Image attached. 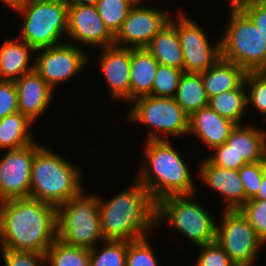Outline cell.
I'll use <instances>...</instances> for the list:
<instances>
[{
  "label": "cell",
  "mask_w": 266,
  "mask_h": 266,
  "mask_svg": "<svg viewBox=\"0 0 266 266\" xmlns=\"http://www.w3.org/2000/svg\"><path fill=\"white\" fill-rule=\"evenodd\" d=\"M220 35L221 57L246 72L266 71V41L252 20L238 7L229 6Z\"/></svg>",
  "instance_id": "cell-7"
},
{
  "label": "cell",
  "mask_w": 266,
  "mask_h": 266,
  "mask_svg": "<svg viewBox=\"0 0 266 266\" xmlns=\"http://www.w3.org/2000/svg\"><path fill=\"white\" fill-rule=\"evenodd\" d=\"M66 38H68L66 42L84 49L90 46L97 50L114 45V35L105 26L96 6L81 5L71 0H69Z\"/></svg>",
  "instance_id": "cell-15"
},
{
  "label": "cell",
  "mask_w": 266,
  "mask_h": 266,
  "mask_svg": "<svg viewBox=\"0 0 266 266\" xmlns=\"http://www.w3.org/2000/svg\"><path fill=\"white\" fill-rule=\"evenodd\" d=\"M129 107L125 120L148 129L143 141L176 140L188 135L189 116L174 98L145 95L134 99Z\"/></svg>",
  "instance_id": "cell-9"
},
{
  "label": "cell",
  "mask_w": 266,
  "mask_h": 266,
  "mask_svg": "<svg viewBox=\"0 0 266 266\" xmlns=\"http://www.w3.org/2000/svg\"><path fill=\"white\" fill-rule=\"evenodd\" d=\"M199 253L193 266H236L216 242L196 246Z\"/></svg>",
  "instance_id": "cell-35"
},
{
  "label": "cell",
  "mask_w": 266,
  "mask_h": 266,
  "mask_svg": "<svg viewBox=\"0 0 266 266\" xmlns=\"http://www.w3.org/2000/svg\"><path fill=\"white\" fill-rule=\"evenodd\" d=\"M220 211L216 242L236 266H256L266 243L239 210Z\"/></svg>",
  "instance_id": "cell-10"
},
{
  "label": "cell",
  "mask_w": 266,
  "mask_h": 266,
  "mask_svg": "<svg viewBox=\"0 0 266 266\" xmlns=\"http://www.w3.org/2000/svg\"><path fill=\"white\" fill-rule=\"evenodd\" d=\"M183 72L177 68L159 64L151 96L174 98Z\"/></svg>",
  "instance_id": "cell-32"
},
{
  "label": "cell",
  "mask_w": 266,
  "mask_h": 266,
  "mask_svg": "<svg viewBox=\"0 0 266 266\" xmlns=\"http://www.w3.org/2000/svg\"><path fill=\"white\" fill-rule=\"evenodd\" d=\"M68 8L69 0H28L14 11L21 16L17 36L34 50L65 42Z\"/></svg>",
  "instance_id": "cell-6"
},
{
  "label": "cell",
  "mask_w": 266,
  "mask_h": 266,
  "mask_svg": "<svg viewBox=\"0 0 266 266\" xmlns=\"http://www.w3.org/2000/svg\"><path fill=\"white\" fill-rule=\"evenodd\" d=\"M95 65L99 68L113 102L130 103L131 48L116 45L99 48ZM99 55V56H98ZM123 101V102H121Z\"/></svg>",
  "instance_id": "cell-16"
},
{
  "label": "cell",
  "mask_w": 266,
  "mask_h": 266,
  "mask_svg": "<svg viewBox=\"0 0 266 266\" xmlns=\"http://www.w3.org/2000/svg\"><path fill=\"white\" fill-rule=\"evenodd\" d=\"M128 241L105 240L90 250V266H126Z\"/></svg>",
  "instance_id": "cell-29"
},
{
  "label": "cell",
  "mask_w": 266,
  "mask_h": 266,
  "mask_svg": "<svg viewBox=\"0 0 266 266\" xmlns=\"http://www.w3.org/2000/svg\"><path fill=\"white\" fill-rule=\"evenodd\" d=\"M73 3H78L81 5H96L98 0H71Z\"/></svg>",
  "instance_id": "cell-43"
},
{
  "label": "cell",
  "mask_w": 266,
  "mask_h": 266,
  "mask_svg": "<svg viewBox=\"0 0 266 266\" xmlns=\"http://www.w3.org/2000/svg\"><path fill=\"white\" fill-rule=\"evenodd\" d=\"M3 266H47L46 255L36 252L0 249Z\"/></svg>",
  "instance_id": "cell-37"
},
{
  "label": "cell",
  "mask_w": 266,
  "mask_h": 266,
  "mask_svg": "<svg viewBox=\"0 0 266 266\" xmlns=\"http://www.w3.org/2000/svg\"><path fill=\"white\" fill-rule=\"evenodd\" d=\"M244 83L247 90V111L253 112L254 109L266 120V71L247 72Z\"/></svg>",
  "instance_id": "cell-31"
},
{
  "label": "cell",
  "mask_w": 266,
  "mask_h": 266,
  "mask_svg": "<svg viewBox=\"0 0 266 266\" xmlns=\"http://www.w3.org/2000/svg\"><path fill=\"white\" fill-rule=\"evenodd\" d=\"M248 1V0H227V2L229 3L228 6H238L239 4Z\"/></svg>",
  "instance_id": "cell-44"
},
{
  "label": "cell",
  "mask_w": 266,
  "mask_h": 266,
  "mask_svg": "<svg viewBox=\"0 0 266 266\" xmlns=\"http://www.w3.org/2000/svg\"><path fill=\"white\" fill-rule=\"evenodd\" d=\"M56 239L55 206L30 197L0 202V249L46 254Z\"/></svg>",
  "instance_id": "cell-1"
},
{
  "label": "cell",
  "mask_w": 266,
  "mask_h": 266,
  "mask_svg": "<svg viewBox=\"0 0 266 266\" xmlns=\"http://www.w3.org/2000/svg\"><path fill=\"white\" fill-rule=\"evenodd\" d=\"M213 152V153H212ZM210 155H204L212 164L226 169L239 170L246 163L238 158L232 151L231 146L224 143L210 151Z\"/></svg>",
  "instance_id": "cell-38"
},
{
  "label": "cell",
  "mask_w": 266,
  "mask_h": 266,
  "mask_svg": "<svg viewBox=\"0 0 266 266\" xmlns=\"http://www.w3.org/2000/svg\"><path fill=\"white\" fill-rule=\"evenodd\" d=\"M200 195L197 192L160 199L156 203V231L161 226L169 225L171 230L179 235L181 233L194 247L216 241L218 219L215 217L218 216H212L215 210L206 208V205L197 200Z\"/></svg>",
  "instance_id": "cell-5"
},
{
  "label": "cell",
  "mask_w": 266,
  "mask_h": 266,
  "mask_svg": "<svg viewBox=\"0 0 266 266\" xmlns=\"http://www.w3.org/2000/svg\"><path fill=\"white\" fill-rule=\"evenodd\" d=\"M138 0H98L96 8L108 30L115 36Z\"/></svg>",
  "instance_id": "cell-30"
},
{
  "label": "cell",
  "mask_w": 266,
  "mask_h": 266,
  "mask_svg": "<svg viewBox=\"0 0 266 266\" xmlns=\"http://www.w3.org/2000/svg\"><path fill=\"white\" fill-rule=\"evenodd\" d=\"M238 7L252 20L266 41V0H248Z\"/></svg>",
  "instance_id": "cell-39"
},
{
  "label": "cell",
  "mask_w": 266,
  "mask_h": 266,
  "mask_svg": "<svg viewBox=\"0 0 266 266\" xmlns=\"http://www.w3.org/2000/svg\"><path fill=\"white\" fill-rule=\"evenodd\" d=\"M14 83L18 93L19 112L36 123L50 109L56 92L35 70L22 75Z\"/></svg>",
  "instance_id": "cell-18"
},
{
  "label": "cell",
  "mask_w": 266,
  "mask_h": 266,
  "mask_svg": "<svg viewBox=\"0 0 266 266\" xmlns=\"http://www.w3.org/2000/svg\"><path fill=\"white\" fill-rule=\"evenodd\" d=\"M250 200H266V173L263 175L262 182L257 195Z\"/></svg>",
  "instance_id": "cell-42"
},
{
  "label": "cell",
  "mask_w": 266,
  "mask_h": 266,
  "mask_svg": "<svg viewBox=\"0 0 266 266\" xmlns=\"http://www.w3.org/2000/svg\"><path fill=\"white\" fill-rule=\"evenodd\" d=\"M159 63L146 48L131 49L130 102L151 95Z\"/></svg>",
  "instance_id": "cell-23"
},
{
  "label": "cell",
  "mask_w": 266,
  "mask_h": 266,
  "mask_svg": "<svg viewBox=\"0 0 266 266\" xmlns=\"http://www.w3.org/2000/svg\"><path fill=\"white\" fill-rule=\"evenodd\" d=\"M65 158L56 150L37 142L31 170L30 198L58 207L86 189L82 184L83 168Z\"/></svg>",
  "instance_id": "cell-4"
},
{
  "label": "cell",
  "mask_w": 266,
  "mask_h": 266,
  "mask_svg": "<svg viewBox=\"0 0 266 266\" xmlns=\"http://www.w3.org/2000/svg\"><path fill=\"white\" fill-rule=\"evenodd\" d=\"M178 9L169 21L176 27L180 40L184 58L183 71L202 73L221 57L220 35L217 38L214 36V43L196 19L189 17L182 8Z\"/></svg>",
  "instance_id": "cell-11"
},
{
  "label": "cell",
  "mask_w": 266,
  "mask_h": 266,
  "mask_svg": "<svg viewBox=\"0 0 266 266\" xmlns=\"http://www.w3.org/2000/svg\"><path fill=\"white\" fill-rule=\"evenodd\" d=\"M47 266H90V250L64 243L58 238L46 252Z\"/></svg>",
  "instance_id": "cell-28"
},
{
  "label": "cell",
  "mask_w": 266,
  "mask_h": 266,
  "mask_svg": "<svg viewBox=\"0 0 266 266\" xmlns=\"http://www.w3.org/2000/svg\"><path fill=\"white\" fill-rule=\"evenodd\" d=\"M33 123L21 112H15L0 120V154L2 151L19 149L36 141Z\"/></svg>",
  "instance_id": "cell-25"
},
{
  "label": "cell",
  "mask_w": 266,
  "mask_h": 266,
  "mask_svg": "<svg viewBox=\"0 0 266 266\" xmlns=\"http://www.w3.org/2000/svg\"><path fill=\"white\" fill-rule=\"evenodd\" d=\"M238 173L245 188L247 202L253 199L259 191L263 175L266 173L265 160L246 163L238 170Z\"/></svg>",
  "instance_id": "cell-34"
},
{
  "label": "cell",
  "mask_w": 266,
  "mask_h": 266,
  "mask_svg": "<svg viewBox=\"0 0 266 266\" xmlns=\"http://www.w3.org/2000/svg\"><path fill=\"white\" fill-rule=\"evenodd\" d=\"M236 125L233 121L220 116L216 111L206 106L189 117L187 136L193 135V139L200 140V144L204 145L205 150L209 152L226 143Z\"/></svg>",
  "instance_id": "cell-19"
},
{
  "label": "cell",
  "mask_w": 266,
  "mask_h": 266,
  "mask_svg": "<svg viewBox=\"0 0 266 266\" xmlns=\"http://www.w3.org/2000/svg\"><path fill=\"white\" fill-rule=\"evenodd\" d=\"M148 237L152 238L153 235L128 241L126 266H159V258L153 251V244Z\"/></svg>",
  "instance_id": "cell-33"
},
{
  "label": "cell",
  "mask_w": 266,
  "mask_h": 266,
  "mask_svg": "<svg viewBox=\"0 0 266 266\" xmlns=\"http://www.w3.org/2000/svg\"><path fill=\"white\" fill-rule=\"evenodd\" d=\"M131 182L111 198L97 194L105 240L133 241L156 231V202L134 177Z\"/></svg>",
  "instance_id": "cell-3"
},
{
  "label": "cell",
  "mask_w": 266,
  "mask_h": 266,
  "mask_svg": "<svg viewBox=\"0 0 266 266\" xmlns=\"http://www.w3.org/2000/svg\"><path fill=\"white\" fill-rule=\"evenodd\" d=\"M88 51L66 41L48 48L37 49L34 70L55 91L64 82L67 83L76 75L80 76L79 74L91 65L90 59L93 58Z\"/></svg>",
  "instance_id": "cell-12"
},
{
  "label": "cell",
  "mask_w": 266,
  "mask_h": 266,
  "mask_svg": "<svg viewBox=\"0 0 266 266\" xmlns=\"http://www.w3.org/2000/svg\"><path fill=\"white\" fill-rule=\"evenodd\" d=\"M19 112L18 93L14 81H0V120Z\"/></svg>",
  "instance_id": "cell-40"
},
{
  "label": "cell",
  "mask_w": 266,
  "mask_h": 266,
  "mask_svg": "<svg viewBox=\"0 0 266 266\" xmlns=\"http://www.w3.org/2000/svg\"><path fill=\"white\" fill-rule=\"evenodd\" d=\"M144 1L146 0H138L130 9L120 30L114 36V45L131 49L146 48L154 36L169 22L173 15L169 9L146 6Z\"/></svg>",
  "instance_id": "cell-13"
},
{
  "label": "cell",
  "mask_w": 266,
  "mask_h": 266,
  "mask_svg": "<svg viewBox=\"0 0 266 266\" xmlns=\"http://www.w3.org/2000/svg\"><path fill=\"white\" fill-rule=\"evenodd\" d=\"M226 143L245 163H255L266 159L265 126L258 128V125L249 121L242 125H236Z\"/></svg>",
  "instance_id": "cell-21"
},
{
  "label": "cell",
  "mask_w": 266,
  "mask_h": 266,
  "mask_svg": "<svg viewBox=\"0 0 266 266\" xmlns=\"http://www.w3.org/2000/svg\"><path fill=\"white\" fill-rule=\"evenodd\" d=\"M146 49L161 65L184 69V58L176 27L169 21L154 36Z\"/></svg>",
  "instance_id": "cell-24"
},
{
  "label": "cell",
  "mask_w": 266,
  "mask_h": 266,
  "mask_svg": "<svg viewBox=\"0 0 266 266\" xmlns=\"http://www.w3.org/2000/svg\"><path fill=\"white\" fill-rule=\"evenodd\" d=\"M200 160L196 167L199 182L221 196L222 210H239L246 203V193L238 170L216 166L206 157Z\"/></svg>",
  "instance_id": "cell-17"
},
{
  "label": "cell",
  "mask_w": 266,
  "mask_h": 266,
  "mask_svg": "<svg viewBox=\"0 0 266 266\" xmlns=\"http://www.w3.org/2000/svg\"><path fill=\"white\" fill-rule=\"evenodd\" d=\"M174 99L190 117L197 110L208 106V97L201 73L183 72Z\"/></svg>",
  "instance_id": "cell-27"
},
{
  "label": "cell",
  "mask_w": 266,
  "mask_h": 266,
  "mask_svg": "<svg viewBox=\"0 0 266 266\" xmlns=\"http://www.w3.org/2000/svg\"><path fill=\"white\" fill-rule=\"evenodd\" d=\"M143 143L134 178L147 189L156 203L171 195L199 193L195 182H198V171L191 170L173 139L146 140Z\"/></svg>",
  "instance_id": "cell-2"
},
{
  "label": "cell",
  "mask_w": 266,
  "mask_h": 266,
  "mask_svg": "<svg viewBox=\"0 0 266 266\" xmlns=\"http://www.w3.org/2000/svg\"><path fill=\"white\" fill-rule=\"evenodd\" d=\"M2 152L4 154L0 155V202L28 198L37 141L19 149Z\"/></svg>",
  "instance_id": "cell-14"
},
{
  "label": "cell",
  "mask_w": 266,
  "mask_h": 266,
  "mask_svg": "<svg viewBox=\"0 0 266 266\" xmlns=\"http://www.w3.org/2000/svg\"><path fill=\"white\" fill-rule=\"evenodd\" d=\"M84 189L56 207L57 238L66 244L91 250L104 242L97 193Z\"/></svg>",
  "instance_id": "cell-8"
},
{
  "label": "cell",
  "mask_w": 266,
  "mask_h": 266,
  "mask_svg": "<svg viewBox=\"0 0 266 266\" xmlns=\"http://www.w3.org/2000/svg\"><path fill=\"white\" fill-rule=\"evenodd\" d=\"M35 50L16 37L4 40L0 46V81H16L34 70Z\"/></svg>",
  "instance_id": "cell-20"
},
{
  "label": "cell",
  "mask_w": 266,
  "mask_h": 266,
  "mask_svg": "<svg viewBox=\"0 0 266 266\" xmlns=\"http://www.w3.org/2000/svg\"><path fill=\"white\" fill-rule=\"evenodd\" d=\"M208 106L220 116L225 117L237 125H242L247 120V90L245 83L239 88L222 92L210 97ZM246 114V115H245ZM245 117V121L243 120Z\"/></svg>",
  "instance_id": "cell-26"
},
{
  "label": "cell",
  "mask_w": 266,
  "mask_h": 266,
  "mask_svg": "<svg viewBox=\"0 0 266 266\" xmlns=\"http://www.w3.org/2000/svg\"><path fill=\"white\" fill-rule=\"evenodd\" d=\"M239 211L266 243V200H248Z\"/></svg>",
  "instance_id": "cell-36"
},
{
  "label": "cell",
  "mask_w": 266,
  "mask_h": 266,
  "mask_svg": "<svg viewBox=\"0 0 266 266\" xmlns=\"http://www.w3.org/2000/svg\"><path fill=\"white\" fill-rule=\"evenodd\" d=\"M28 0H0L2 4L12 9L13 11L21 8Z\"/></svg>",
  "instance_id": "cell-41"
},
{
  "label": "cell",
  "mask_w": 266,
  "mask_h": 266,
  "mask_svg": "<svg viewBox=\"0 0 266 266\" xmlns=\"http://www.w3.org/2000/svg\"><path fill=\"white\" fill-rule=\"evenodd\" d=\"M247 72L234 62L220 57L211 67L201 73V79L208 99L222 92L239 88Z\"/></svg>",
  "instance_id": "cell-22"
}]
</instances>
